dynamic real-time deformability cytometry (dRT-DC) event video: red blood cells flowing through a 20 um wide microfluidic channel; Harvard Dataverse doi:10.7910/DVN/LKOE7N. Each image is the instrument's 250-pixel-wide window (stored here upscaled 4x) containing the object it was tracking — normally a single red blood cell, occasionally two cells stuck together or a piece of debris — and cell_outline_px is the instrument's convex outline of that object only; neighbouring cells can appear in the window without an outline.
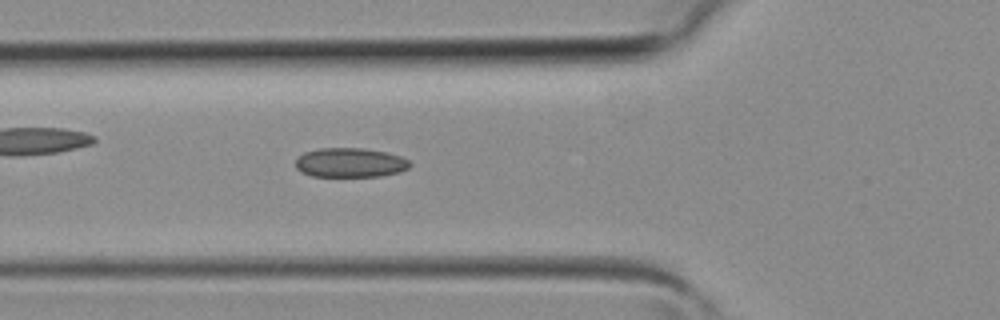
{"species": "common noctule bat (a hibernating species)", "species_latin": "Nyctalus noctula", "temperature_condition": "room temperature", "stored_images_in_passage": 3, "camera_frame_rate_fps": 3000, "um_per_image_px": 0.085, "animal": {"sex": "female", "body_mass_g": 19.3, "forearm_length_mm": 54.1}, "frame": {"image": 1, "passage_image": 3, "time_ms": 0.667, "image_size_px": [1000, 320], "cell_outline_px": [[412, 164], [408, 168], [400, 172], [380, 176], [312, 176], [300, 172], [296, 168], [296, 160], [304, 152], [320, 148], [364, 148], [388, 152], [400, 156], [408, 160]], "centroid_in_image_um": [29.77, 13.82], "position_along_channel_um": 96.0, "area_um2": 19.65}}